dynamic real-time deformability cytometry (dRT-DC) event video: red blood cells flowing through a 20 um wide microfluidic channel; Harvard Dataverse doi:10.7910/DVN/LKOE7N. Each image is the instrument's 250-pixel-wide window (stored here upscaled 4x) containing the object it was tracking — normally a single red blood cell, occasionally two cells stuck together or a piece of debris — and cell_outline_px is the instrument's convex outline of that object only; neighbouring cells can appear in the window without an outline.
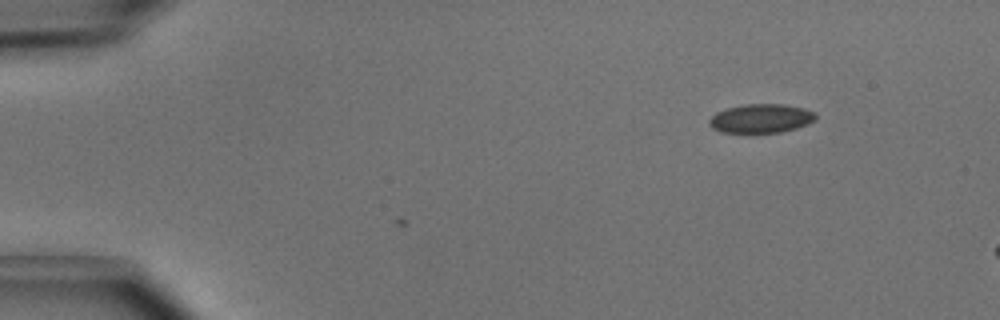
{"species": "common noctule bat (a hibernating species)", "species_latin": "Nyctalus noctula", "temperature_condition": "cold", "stored_images_in_passage": 3, "camera_frame_rate_fps": 3000, "um_per_image_px": 0.085, "animal": {"sex": "male", "body_mass_g": 15.6}, "frame": {"image": 1, "passage_image": 1, "time_ms": 0.0, "image_size_px": [1000, 320], "cell_outline_px": [[816, 116], [808, 124], [796, 128], [780, 132], [720, 132], [712, 128], [708, 124], [708, 120], [716, 112], [724, 108], [744, 104], [784, 104], [804, 108], [816, 112]], "centroid_in_image_um": [64.65, 10.05], "position_along_channel_um": 20.3, "area_um2": 17.98}}